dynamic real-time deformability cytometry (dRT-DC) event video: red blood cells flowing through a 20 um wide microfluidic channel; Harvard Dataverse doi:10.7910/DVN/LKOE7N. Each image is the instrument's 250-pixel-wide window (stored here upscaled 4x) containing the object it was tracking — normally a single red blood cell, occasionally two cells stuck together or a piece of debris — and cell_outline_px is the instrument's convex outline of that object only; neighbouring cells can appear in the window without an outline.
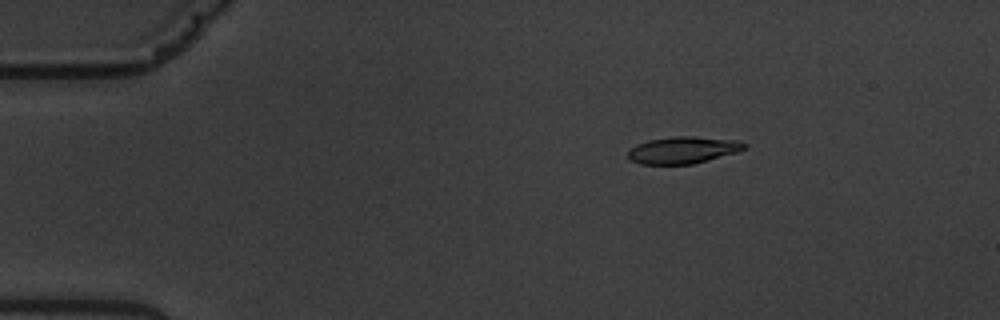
{"species": "common noctule bat (a hibernating species)", "species_latin": "Nyctalus noctula", "temperature_condition": "warm", "stored_images_in_passage": 4, "camera_frame_rate_fps": 3000, "um_per_image_px": 0.085, "animal": {"sex": "male", "body_mass_g": 19.5, "forearm_length_mm": 54.6}, "frame": {"image": 1, "passage_image": 1, "time_ms": 0.0, "image_size_px": [1000, 320], "cell_outline_px": [[748, 144], [744, 148], [736, 152], [708, 160], [692, 164], [640, 164], [632, 160], [628, 156], [628, 152], [636, 144], [648, 140], [672, 136], [692, 136], [740, 140]], "centroid_in_image_um": [58.07, 12.74], "position_along_channel_um": 26.9, "area_um2": 18.21}}
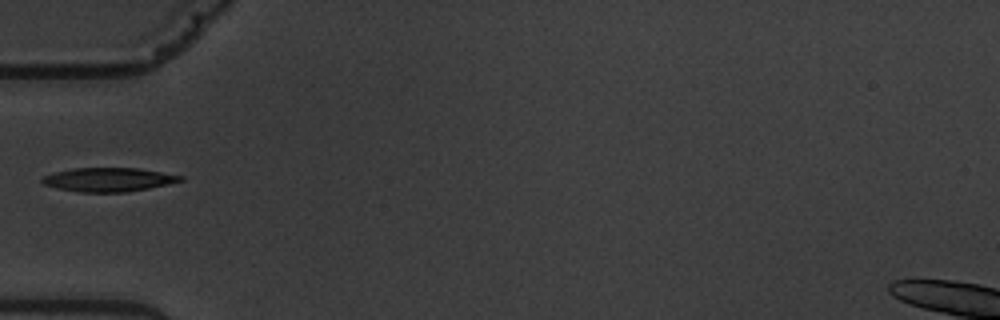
{"frame": {"image": 2, "passage_image": 4, "time_ms": 3.333, "image_size_px": [1000, 320], "cell_outline_px": [[184, 180], [168, 184], [148, 188], [124, 192], [80, 192], [56, 188], [44, 184], [40, 180], [44, 176], [56, 172], [72, 168], [140, 168], [184, 176]], "centroid_in_image_um": [9.24, 15.26], "position_along_channel_um": 75.8, "area_um2": 19.13}}